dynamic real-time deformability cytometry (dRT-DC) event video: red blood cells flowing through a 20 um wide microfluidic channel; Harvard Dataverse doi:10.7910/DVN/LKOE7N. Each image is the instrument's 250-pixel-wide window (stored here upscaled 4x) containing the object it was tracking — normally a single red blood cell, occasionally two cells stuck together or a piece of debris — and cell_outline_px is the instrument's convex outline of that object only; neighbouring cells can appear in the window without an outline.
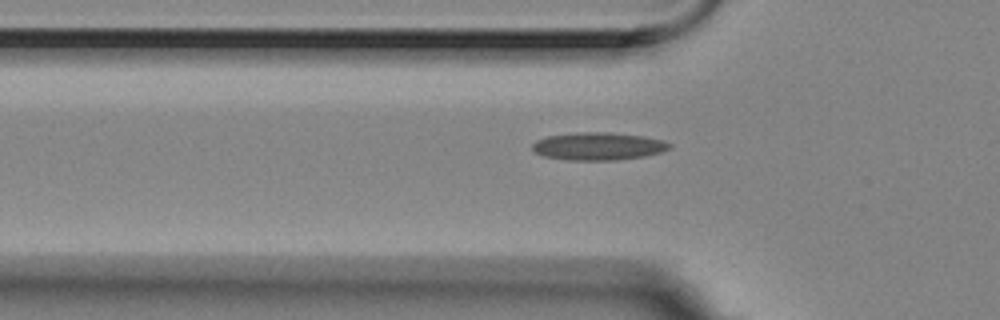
{"species": "Egyptian fruit bat (a non-hibernating species)", "species_latin": "Rousettus aegyptiacus", "temperature_condition": "room temperature", "stored_images_in_passage": 5, "camera_frame_rate_fps": 3000, "um_per_image_px": 0.085, "animal": {"sex": "female"}, "frame": {"image": 1, "passage_image": 5, "time_ms": 1.333, "image_size_px": [1000, 320], "cell_outline_px": [[672, 148], [660, 152], [644, 156], [616, 160], [568, 160], [544, 156], [536, 152], [532, 148], [532, 144], [536, 140], [548, 136], [576, 132], [612, 132], [644, 136], [664, 140], [672, 144]], "centroid_in_image_um": [50.88, 12.42], "position_along_channel_um": 74.9, "area_um2": 22.25}}